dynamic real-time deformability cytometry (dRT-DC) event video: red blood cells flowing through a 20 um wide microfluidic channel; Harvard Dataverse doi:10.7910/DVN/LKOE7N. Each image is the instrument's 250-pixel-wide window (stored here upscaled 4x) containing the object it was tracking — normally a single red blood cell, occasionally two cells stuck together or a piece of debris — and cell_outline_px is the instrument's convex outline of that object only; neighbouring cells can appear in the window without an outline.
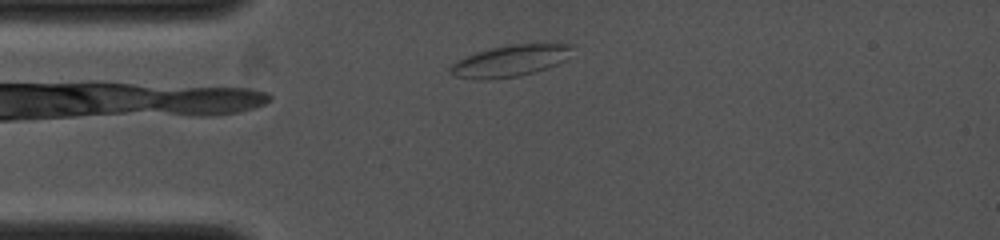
{"species": "common noctule bat (a hibernating species)", "species_latin": "Nyctalus noctula", "temperature_condition": "cold", "stored_images_in_passage": 6, "camera_frame_rate_fps": 4000, "um_per_image_px": 0.085, "animal": {"sex": "female", "body_mass_g": 19.0, "forearm_length_mm": 53.3}, "frame": {"image": 1, "passage_image": 2, "time_ms": 0.75, "image_size_px": [1000, 240], "cell_outline_px": [[572, 48], [564, 60], [556, 64], [520, 76], [480, 80], [476, 80], [456, 76], [448, 72], [448, 68], [452, 64], [476, 52], [492, 48], [516, 44], [572, 44]], "centroid_in_image_um": [43.31, 5.18], "position_along_channel_um": 41.7, "area_um2": 21.79}}
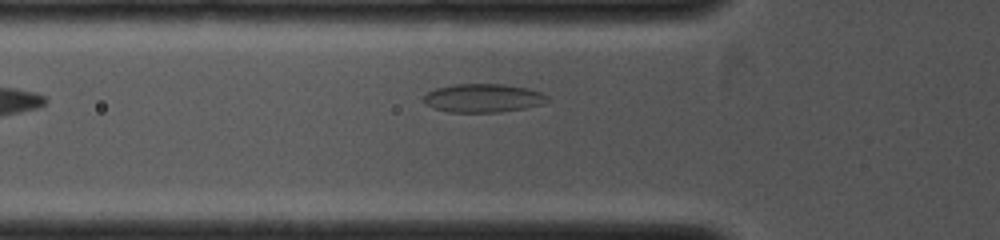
{"frame": {"image": 2, "passage_image": 5, "time_ms": 2.0, "image_size_px": [1000, 240], "cell_outline_px": [[548, 100], [540, 104], [524, 108], [500, 112], [448, 112], [432, 108], [424, 100], [424, 96], [428, 92], [436, 88], [452, 84], [504, 84], [528, 88], [540, 92], [548, 96]], "centroid_in_image_um": [41.05, 8.33], "position_along_channel_um": 84.7, "area_um2": 20.46}}